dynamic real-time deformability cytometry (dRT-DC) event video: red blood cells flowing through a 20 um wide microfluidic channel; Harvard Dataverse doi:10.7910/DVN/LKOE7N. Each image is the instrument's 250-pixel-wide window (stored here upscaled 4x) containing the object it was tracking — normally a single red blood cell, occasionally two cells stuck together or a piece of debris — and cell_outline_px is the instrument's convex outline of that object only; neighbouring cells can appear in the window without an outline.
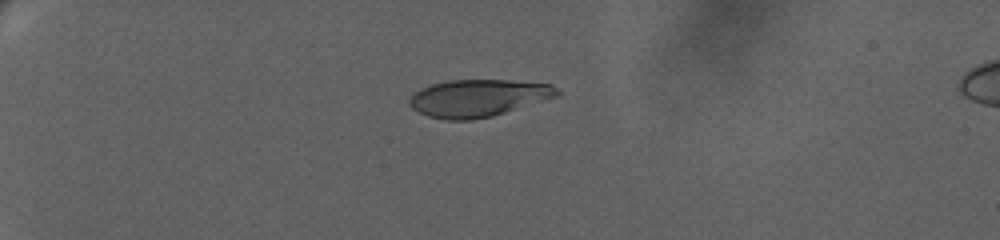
{"species": "human", "species_latin": "Homo sapiens", "temperature_condition": "warm", "stored_images_in_passage": 43, "camera_frame_rate_fps": 3000, "um_per_image_px": 0.085, "donor": {"sex": "female"}, "frame": {"image": 1, "passage_image": 1, "time_ms": 0.0, "image_size_px": [1000, 240], "cell_outline_px": [[560, 96], [492, 116], [472, 120], [444, 120], [428, 116], [412, 108], [408, 104], [408, 100], [420, 88], [432, 84], [448, 80], [512, 80], [552, 84], [560, 92]], "centroid_in_image_um": [40.66, 8.33], "position_along_channel_um": 44.3, "area_um2": 32.19}}
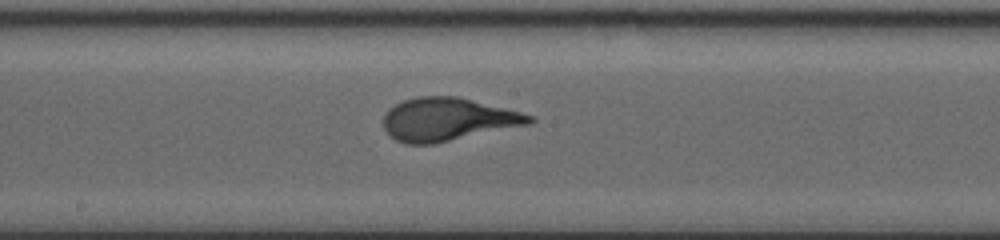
{"frame": {"image": 2, "passage_image": 18, "time_ms": 7.333, "image_size_px": [1000, 240], "cell_outline_px": [[536, 120], [532, 124], [432, 144], [408, 144], [396, 140], [384, 128], [384, 112], [388, 108], [404, 100], [416, 96], [456, 96], [536, 116]], "centroid_in_image_um": [38.08, 10.14], "position_along_channel_um": 210.1, "area_um2": 36.53}}
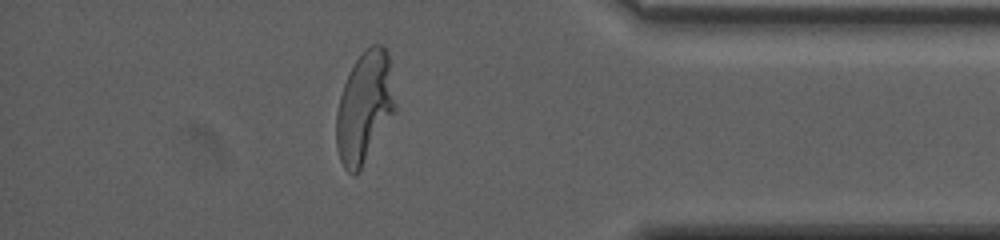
{"frame": {"image": 3, "passage_image": 36, "time_ms": 14.0, "image_size_px": [1000, 240], "cell_outline_px": [[396, 112], [360, 168], [352, 176], [344, 168], [340, 160], [336, 148], [336, 112], [340, 96], [344, 84], [356, 60], [372, 44], [380, 44], [388, 52], [396, 104]], "centroid_in_image_um": [30.99, 9.13], "position_along_channel_um": 404.2, "area_um2": 37.8}}